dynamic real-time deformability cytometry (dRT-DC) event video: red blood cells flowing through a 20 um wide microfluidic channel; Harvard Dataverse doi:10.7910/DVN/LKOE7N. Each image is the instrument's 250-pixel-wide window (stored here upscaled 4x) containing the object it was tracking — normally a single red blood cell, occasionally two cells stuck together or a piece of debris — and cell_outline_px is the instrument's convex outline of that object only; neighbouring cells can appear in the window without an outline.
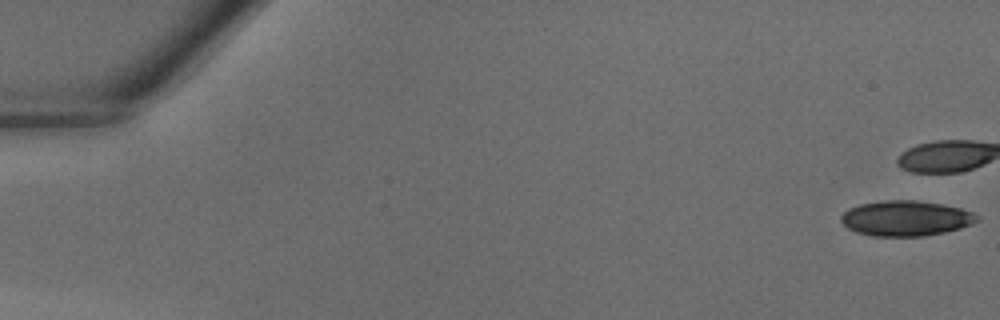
{"species": "common noctule bat (a hibernating species)", "species_latin": "Nyctalus noctula", "temperature_condition": "warm", "stored_images_in_passage": 33, "camera_frame_rate_fps": 3000, "um_per_image_px": 0.085, "animal": {"sex": "male", "body_mass_g": 18.8}, "frame": {"image": 1, "passage_image": 1, "time_ms": 0.0, "image_size_px": [1000, 320], "cell_outline_px": [[980, 220], [972, 224], [960, 228], [944, 232], [924, 236], [872, 236], [856, 232], [848, 228], [840, 220], [840, 216], [848, 208], [860, 204], [888, 200], [916, 200], [940, 204], [960, 208], [972, 212], [980, 216]], "centroid_in_image_um": [77.0, 18.56], "position_along_channel_um": 8.0, "area_um2": 27.98}}